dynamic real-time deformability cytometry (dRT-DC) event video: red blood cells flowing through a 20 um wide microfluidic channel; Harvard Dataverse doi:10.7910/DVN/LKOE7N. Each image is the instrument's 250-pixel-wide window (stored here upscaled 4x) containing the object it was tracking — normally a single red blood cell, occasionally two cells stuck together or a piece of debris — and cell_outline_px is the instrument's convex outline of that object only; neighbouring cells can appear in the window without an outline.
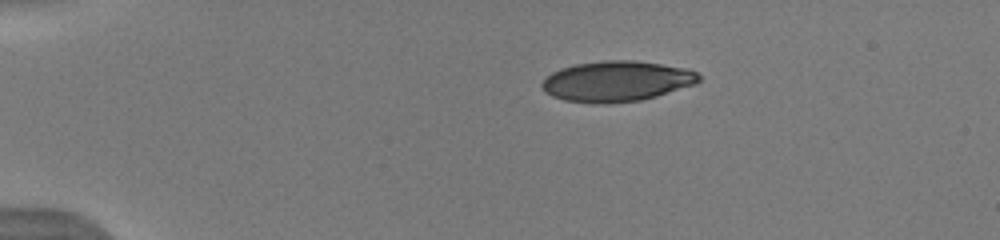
{"species": "human", "species_latin": "Homo sapiens", "temperature_condition": "warm", "stored_images_in_passage": 42, "camera_frame_rate_fps": 3000, "um_per_image_px": 0.085, "donor": {"sex": "male"}, "frame": {"image": 1, "passage_image": 1, "time_ms": 0.0, "image_size_px": [1000, 240], "cell_outline_px": [[700, 80], [696, 84], [656, 96], [640, 100], [564, 100], [552, 96], [544, 92], [540, 84], [552, 72], [560, 68], [576, 64], [604, 60], [632, 60], [688, 68], [696, 72], [700, 76]], "centroid_in_image_um": [52.45, 6.85], "position_along_channel_um": 32.6, "area_um2": 35.89}}
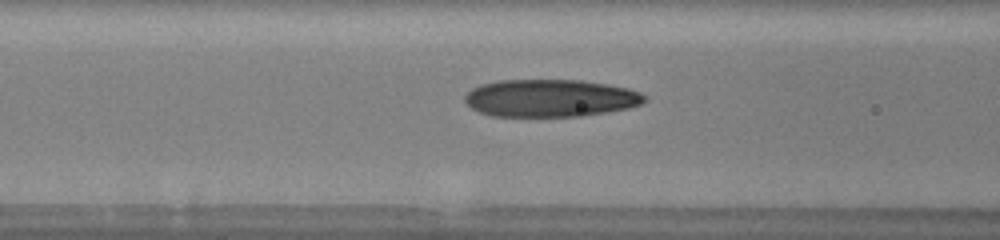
{"frame": {"image": 2, "passage_image": 13, "time_ms": 4.0, "image_size_px": [1000, 240], "cell_outline_px": [[644, 100], [640, 104], [628, 108], [608, 112], [580, 116], [492, 116], [480, 112], [472, 108], [464, 100], [464, 96], [472, 88], [480, 84], [500, 80], [580, 80], [608, 84], [628, 88], [640, 92], [644, 96]], "centroid_in_image_um": [46.76, 8.33], "position_along_channel_um": 119.8, "area_um2": 39.19}}
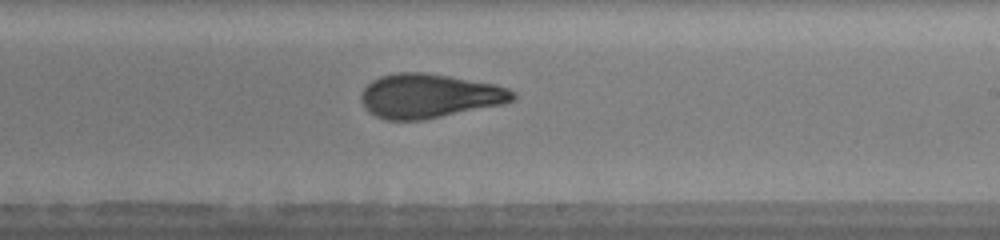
{"frame": {"image": 3, "passage_image": 23, "time_ms": 7.333, "image_size_px": [1000, 240], "cell_outline_px": [[516, 96], [512, 100], [504, 104], [424, 120], [388, 120], [376, 116], [368, 112], [364, 108], [360, 100], [360, 96], [364, 88], [372, 80], [380, 76], [396, 72], [424, 72], [496, 84], [508, 88], [516, 92]], "centroid_in_image_um": [36.48, 8.15], "position_along_channel_um": 252.5, "area_um2": 39.3}, "authors_computed_cell_mechanics": {"area_um2": 38.0324, "velocity_mm_per_s": 3.9833, "shape_relaxation_time_tau1_ms": 8.6893, "shape_relaxation_time_tau2_ms": 1.677, "deformation_change_tau1": 0.2858, "deformation_change_tau2": 0.0995}}